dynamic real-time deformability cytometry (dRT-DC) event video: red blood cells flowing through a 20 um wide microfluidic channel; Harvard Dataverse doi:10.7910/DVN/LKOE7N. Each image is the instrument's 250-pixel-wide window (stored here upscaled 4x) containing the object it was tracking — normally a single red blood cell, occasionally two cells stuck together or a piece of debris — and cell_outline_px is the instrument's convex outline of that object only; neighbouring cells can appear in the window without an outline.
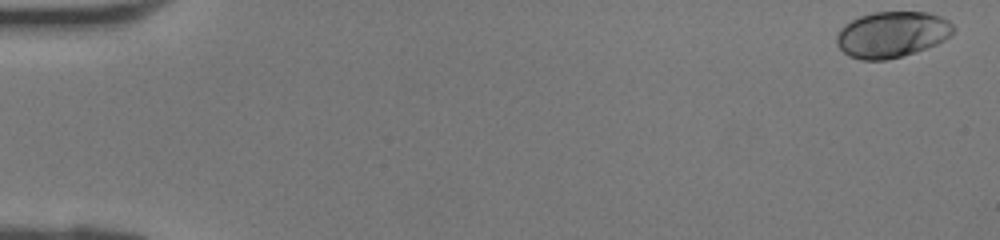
{"species": "human", "species_latin": "Homo sapiens", "temperature_condition": "room temperature", "stored_images_in_passage": 42, "camera_frame_rate_fps": 3000, "um_per_image_px": 0.085, "donor": {"sex": "female"}, "frame": {"image": 1, "passage_image": 1, "time_ms": 0.0, "image_size_px": [1000, 240], "cell_outline_px": [[956, 28], [944, 40], [936, 44], [916, 52], [888, 60], [860, 60], [848, 56], [836, 44], [836, 36], [840, 28], [844, 24], [860, 16], [876, 12], [928, 12], [940, 16], [948, 20]], "centroid_in_image_um": [75.8, 2.94], "position_along_channel_um": 9.2, "area_um2": 31.39}}
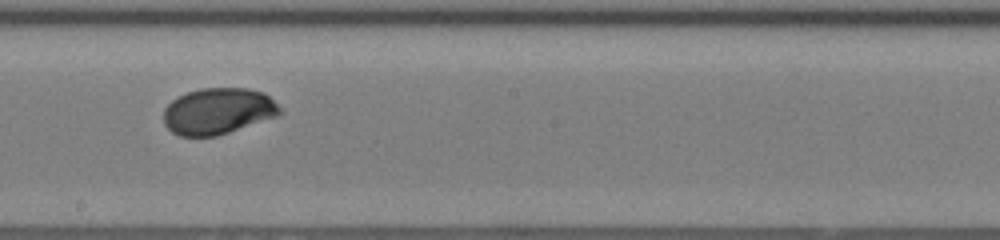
{"frame": {"image": 2, "passage_image": 24, "time_ms": 7.667, "image_size_px": [1000, 240], "cell_outline_px": [[280, 112], [276, 116], [216, 136], [180, 136], [172, 132], [164, 124], [164, 108], [172, 100], [188, 92], [200, 88], [248, 88], [264, 92], [280, 108]], "centroid_in_image_um": [18.49, 9.44], "position_along_channel_um": 229.7, "area_um2": 31.04}}
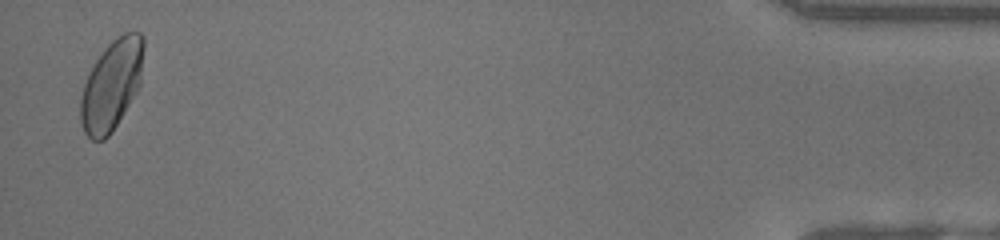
{"frame": {"image": 3, "passage_image": 41, "time_ms": 13.333, "image_size_px": [1000, 240], "cell_outline_px": [[144, 48], [140, 84], [136, 92], [112, 132], [104, 140], [92, 140], [84, 132], [80, 124], [80, 96], [84, 84], [96, 60], [104, 48], [112, 40], [124, 32], [140, 32], [144, 36]], "centroid_in_image_um": [9.48, 7.22], "position_along_channel_um": 425.7, "area_um2": 33.12}}